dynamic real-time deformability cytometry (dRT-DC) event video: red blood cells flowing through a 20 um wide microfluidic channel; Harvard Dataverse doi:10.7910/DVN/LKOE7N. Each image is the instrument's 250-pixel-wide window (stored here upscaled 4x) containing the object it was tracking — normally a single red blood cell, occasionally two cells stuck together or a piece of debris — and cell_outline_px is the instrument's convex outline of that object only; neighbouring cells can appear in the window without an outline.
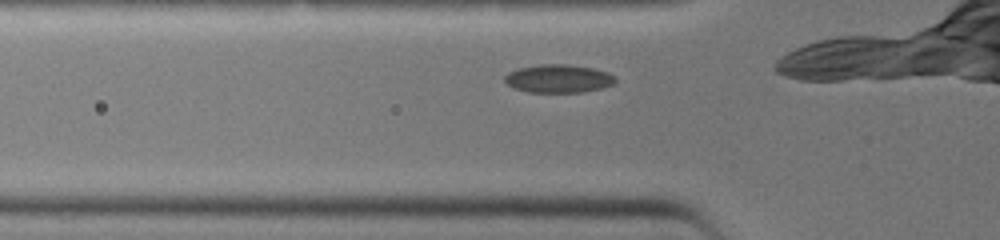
{"species": "common noctule bat (a hibernating species)", "species_latin": "Nyctalus noctula", "temperature_condition": "warm", "stored_images_in_passage": 3, "camera_frame_rate_fps": 3000, "um_per_image_px": 0.085, "animal": {"sex": "female", "body_mass_g": 19.0, "forearm_length_mm": 51.5}, "frame": {"image": 1, "passage_image": 2, "time_ms": 0.333, "image_size_px": [1000, 240], "cell_outline_px": [[616, 80], [612, 84], [600, 88], [584, 92], [528, 92], [516, 88], [508, 84], [504, 80], [504, 76], [508, 72], [520, 68], [540, 64], [568, 64], [592, 68], [608, 72], [616, 76]], "centroid_in_image_um": [47.48, 6.67], "position_along_channel_um": 78.3, "area_um2": 18.09}}